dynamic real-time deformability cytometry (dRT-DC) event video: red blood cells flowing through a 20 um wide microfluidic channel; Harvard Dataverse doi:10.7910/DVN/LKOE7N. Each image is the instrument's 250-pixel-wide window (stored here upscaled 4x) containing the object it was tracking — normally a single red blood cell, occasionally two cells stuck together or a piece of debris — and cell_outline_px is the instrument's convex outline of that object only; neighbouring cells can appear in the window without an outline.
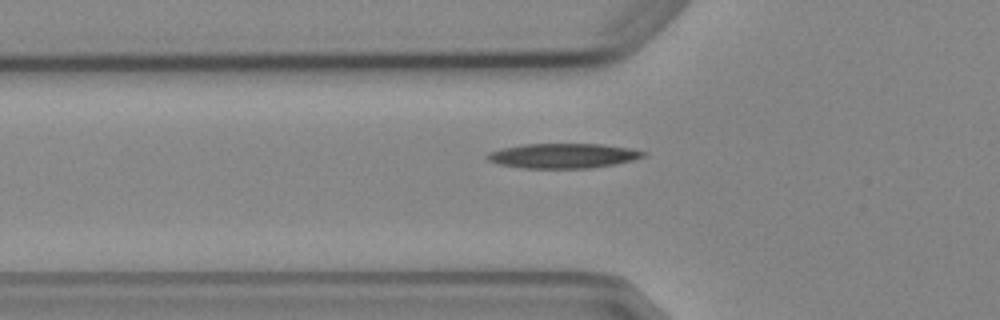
{"species": "Egyptian fruit bat (a non-hibernating species)", "species_latin": "Rousettus aegyptiacus", "temperature_condition": "cold", "stored_images_in_passage": 5, "camera_frame_rate_fps": 3000, "um_per_image_px": 0.085, "animal": {"sex": "female"}, "frame": {"image": 1, "passage_image": 5, "time_ms": 4.667, "image_size_px": [1000, 320], "cell_outline_px": [[648, 156], [632, 160], [612, 164], [588, 168], [520, 168], [500, 164], [488, 160], [484, 156], [488, 152], [500, 148], [524, 144], [600, 144], [628, 148], [648, 152]], "centroid_in_image_um": [47.83, 13.23], "position_along_channel_um": 78.0, "area_um2": 22.54}}